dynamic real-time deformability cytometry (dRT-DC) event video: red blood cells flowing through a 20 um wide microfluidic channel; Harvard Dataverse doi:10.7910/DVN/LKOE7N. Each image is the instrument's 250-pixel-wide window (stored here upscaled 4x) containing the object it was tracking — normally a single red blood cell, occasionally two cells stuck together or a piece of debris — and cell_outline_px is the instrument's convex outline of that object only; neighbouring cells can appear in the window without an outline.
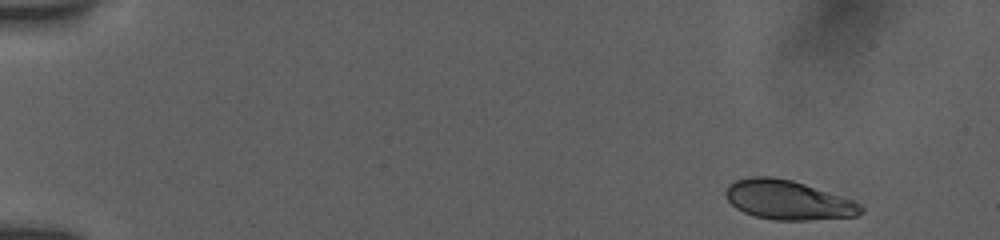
{"species": "human", "species_latin": "Homo sapiens", "temperature_condition": "room temperature", "stored_images_in_passage": 11, "camera_frame_rate_fps": 3000, "um_per_image_px": 0.085, "donor": {"sex": "female"}, "frame": {"image": 1, "passage_image": 1, "time_ms": 0.0, "image_size_px": [1000, 240], "cell_outline_px": [[864, 212], [856, 216], [808, 220], [772, 220], [756, 216], [744, 212], [736, 208], [724, 196], [724, 192], [728, 184], [736, 180], [748, 176], [772, 176], [792, 180], [856, 200], [864, 208]], "centroid_in_image_um": [66.99, 16.99], "position_along_channel_um": 18.0, "area_um2": 31.33}}
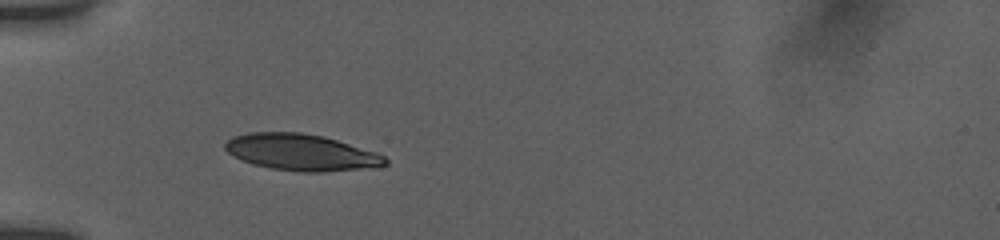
{"frame": {"image": 2, "passage_image": 7, "time_ms": 4.333, "image_size_px": [1000, 240], "cell_outline_px": [[388, 164], [376, 168], [320, 172], [300, 172], [272, 168], [252, 164], [240, 160], [232, 156], [224, 148], [224, 144], [232, 136], [248, 132], [300, 132], [324, 136], [376, 152], [384, 156], [388, 160]], "centroid_in_image_um": [25.61, 12.95], "position_along_channel_um": 59.4, "area_um2": 34.39}}
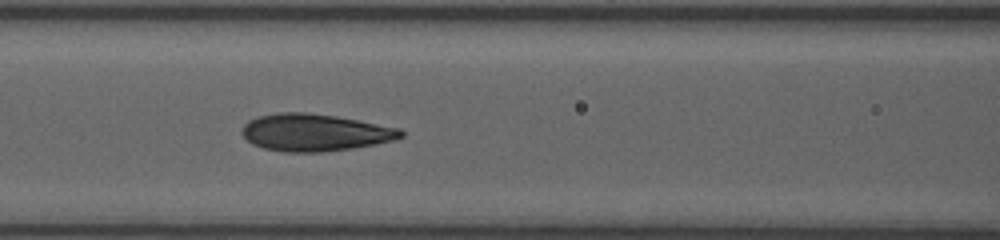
{"frame": {"image": 3, "passage_image": 10, "time_ms": 6.667, "image_size_px": [1000, 240], "cell_outline_px": [[404, 136], [396, 140], [376, 144], [352, 148], [320, 152], [284, 152], [264, 148], [252, 144], [240, 132], [240, 128], [248, 120], [260, 116], [280, 112], [304, 112], [336, 116], [400, 128], [404, 132]], "centroid_in_image_um": [26.76, 11.26], "position_along_channel_um": 139.8, "area_um2": 34.51}}